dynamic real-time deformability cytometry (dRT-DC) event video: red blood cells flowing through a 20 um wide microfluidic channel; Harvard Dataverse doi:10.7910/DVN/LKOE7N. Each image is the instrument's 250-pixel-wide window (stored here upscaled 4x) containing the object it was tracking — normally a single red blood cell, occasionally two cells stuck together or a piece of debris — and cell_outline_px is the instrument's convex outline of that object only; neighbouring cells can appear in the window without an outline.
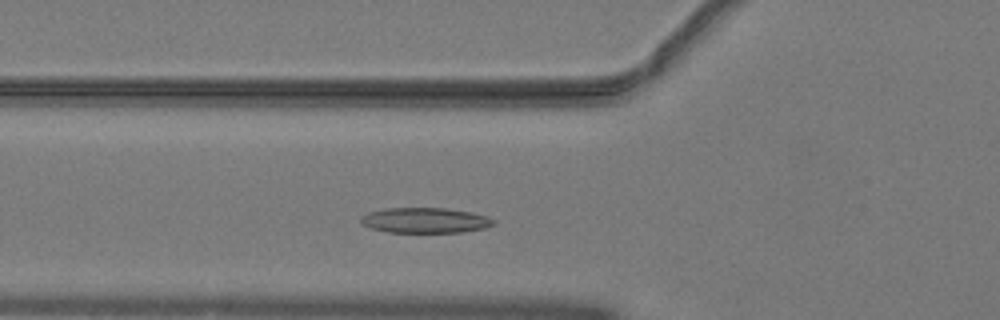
{"species": "common noctule bat (a hibernating species)", "species_latin": "Nyctalus noctula", "temperature_condition": "warm", "stored_images_in_passage": 35, "camera_frame_rate_fps": 3000, "um_per_image_px": 0.085, "animal": {"sex": "male", "body_mass_g": 19.2, "forearm_length_mm": 51.8}, "frame": {"image": 1, "passage_image": 2, "time_ms": 0.333, "image_size_px": [1000, 320], "cell_outline_px": [[496, 224], [484, 228], [460, 232], [388, 232], [372, 228], [360, 224], [360, 216], [368, 212], [384, 208], [448, 208], [472, 212], [488, 216], [496, 220]], "centroid_in_image_um": [36.14, 18.72], "position_along_channel_um": 89.7, "area_um2": 19.77}}
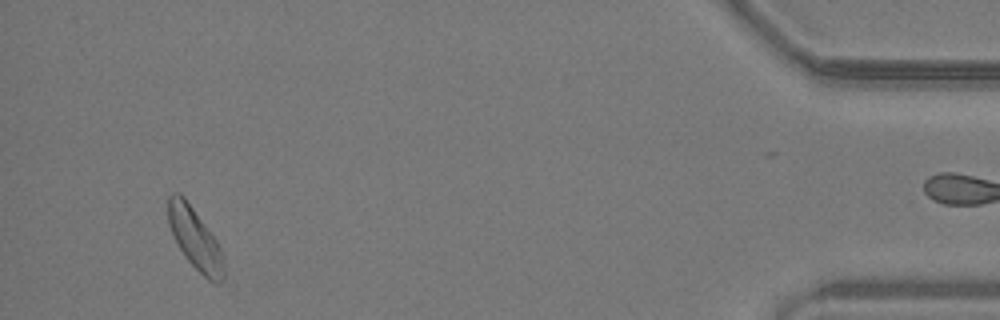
{"frame": {"image": 2, "passage_image": 32, "time_ms": 10.333, "image_size_px": [1000, 320], "cell_outline_px": [[224, 280], [220, 284], [216, 284], [208, 280], [184, 256], [168, 224], [168, 196], [172, 192], [180, 192], [184, 196], [216, 240], [224, 256]], "centroid_in_image_um": [16.59, 20.3], "position_along_channel_um": 418.6, "area_um2": 19.83}}